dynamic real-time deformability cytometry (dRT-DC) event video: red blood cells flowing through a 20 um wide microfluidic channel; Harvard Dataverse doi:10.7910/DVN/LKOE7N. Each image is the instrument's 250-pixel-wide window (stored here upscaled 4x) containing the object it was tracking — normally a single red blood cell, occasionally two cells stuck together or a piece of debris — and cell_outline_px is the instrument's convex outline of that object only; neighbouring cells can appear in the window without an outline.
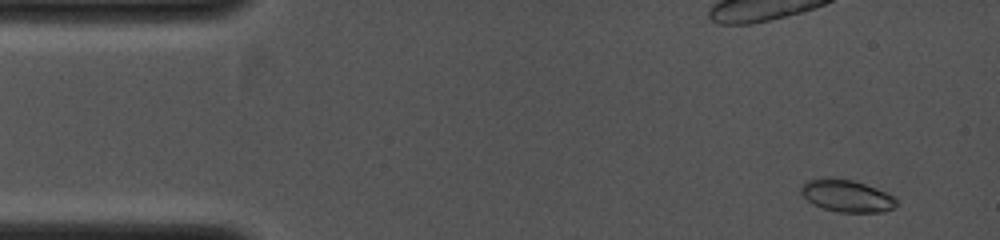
{"species": "common noctule bat (a hibernating species)", "species_latin": "Nyctalus noctula", "temperature_condition": "cold", "stored_images_in_passage": 10, "camera_frame_rate_fps": 4000, "um_per_image_px": 0.085, "animal": {"sex": "female", "body_mass_g": 19.0, "forearm_length_mm": 53.3}, "frame": {"image": 1, "passage_image": 1, "time_ms": 0.0, "image_size_px": [1000, 240], "cell_outline_px": [[896, 204], [892, 208], [884, 212], [836, 212], [812, 204], [800, 192], [800, 188], [804, 180], [852, 180], [876, 188], [892, 196], [896, 200]], "centroid_in_image_um": [71.96, 16.68], "position_along_channel_um": 13.0, "area_um2": 17.28}}
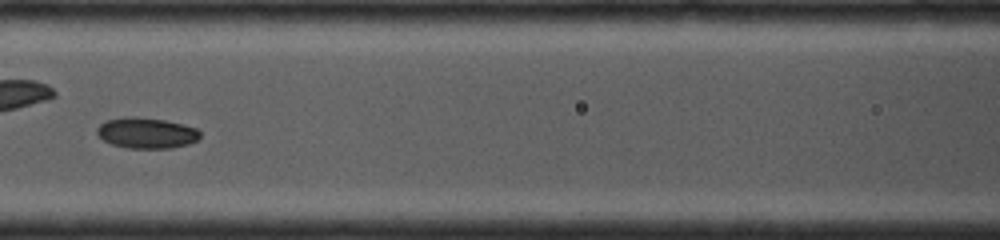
{"frame": {"image": 2, "passage_image": 7, "time_ms": 4.5, "image_size_px": [1000, 240], "cell_outline_px": [[200, 136], [196, 140], [188, 144], [172, 148], [128, 148], [112, 144], [104, 140], [96, 132], [96, 128], [104, 120], [124, 116], [136, 116], [164, 120], [196, 128], [200, 132]], "centroid_in_image_um": [12.41, 11.29], "position_along_channel_um": 154.2, "area_um2": 18.5}}
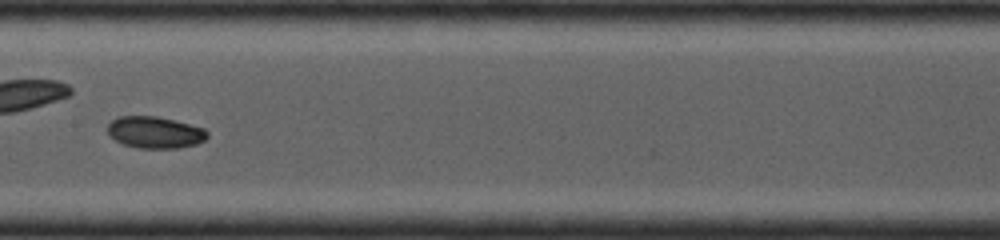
{"frame": {"image": 3, "passage_image": 9, "time_ms": 5.25, "image_size_px": [1000, 240], "cell_outline_px": [[208, 136], [204, 140], [196, 144], [176, 148], [140, 148], [124, 144], [116, 140], [108, 132], [108, 124], [112, 120], [120, 116], [156, 116], [204, 128], [208, 132]], "centroid_in_image_um": [13.18, 11.25], "position_along_channel_um": 194.2, "area_um2": 18.15}}